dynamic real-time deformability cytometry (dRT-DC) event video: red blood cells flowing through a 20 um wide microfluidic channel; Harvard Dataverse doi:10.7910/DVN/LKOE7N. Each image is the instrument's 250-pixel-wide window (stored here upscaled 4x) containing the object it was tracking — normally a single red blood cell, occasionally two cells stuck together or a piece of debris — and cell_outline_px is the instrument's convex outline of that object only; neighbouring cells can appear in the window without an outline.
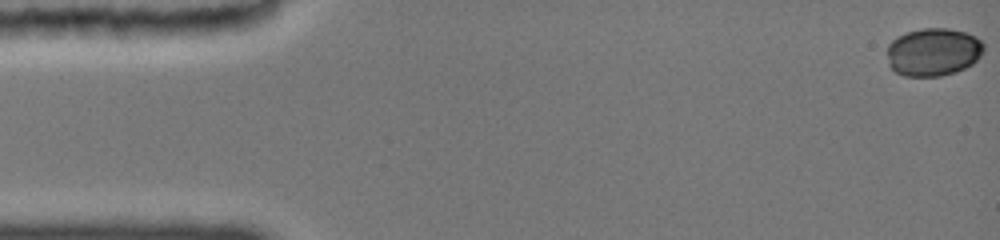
{"species": "common noctule bat (a hibernating species)", "species_latin": "Nyctalus noctula", "temperature_condition": "cold", "stored_images_in_passage": 23, "camera_frame_rate_fps": 3000, "um_per_image_px": 0.085, "animal": {"sex": "female", "body_mass_g": 19.0, "forearm_length_mm": 51.5}, "frame": {"image": 1, "passage_image": 1, "time_ms": 0.0, "image_size_px": [1000, 240], "cell_outline_px": [[984, 52], [972, 64], [956, 72], [940, 76], [904, 76], [896, 72], [888, 64], [888, 44], [896, 36], [920, 28], [948, 28], [964, 32], [976, 36], [984, 44]], "centroid_in_image_um": [79.33, 4.41], "position_along_channel_um": 5.7, "area_um2": 27.17}}
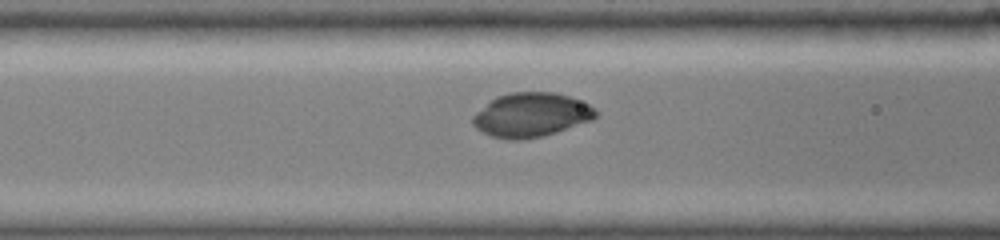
{"frame": {"image": 2, "passage_image": 15, "time_ms": 6.333, "image_size_px": [1000, 240], "cell_outline_px": [[596, 116], [592, 120], [540, 136], [492, 136], [476, 128], [472, 124], [472, 116], [476, 112], [496, 96], [508, 92], [556, 92], [568, 96], [588, 104], [596, 108]], "centroid_in_image_um": [45.15, 9.7], "position_along_channel_um": 121.4, "area_um2": 30.46}}